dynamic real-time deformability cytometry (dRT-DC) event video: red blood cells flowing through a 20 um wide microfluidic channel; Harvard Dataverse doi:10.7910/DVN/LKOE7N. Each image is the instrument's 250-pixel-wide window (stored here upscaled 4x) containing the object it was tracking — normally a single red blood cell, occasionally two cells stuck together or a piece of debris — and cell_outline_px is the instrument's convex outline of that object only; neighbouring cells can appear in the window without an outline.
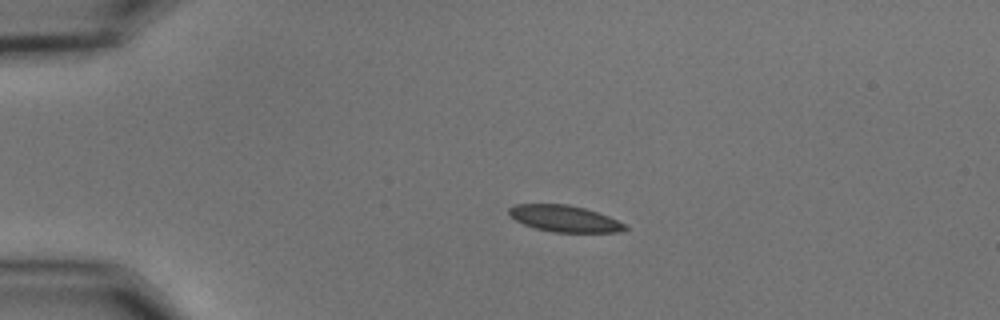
{"species": "common noctule bat (a hibernating species)", "species_latin": "Nyctalus noctula", "temperature_condition": "cold", "stored_images_in_passage": 11, "camera_frame_rate_fps": 3000, "um_per_image_px": 0.085, "animal": {"sex": "male", "body_mass_g": 15.6}, "frame": {"image": 1, "passage_image": 1, "time_ms": 0.0, "image_size_px": [1000, 320], "cell_outline_px": [[628, 228], [624, 232], [552, 232], [536, 228], [524, 224], [516, 220], [508, 212], [508, 208], [516, 204], [568, 204], [584, 208], [608, 216], [624, 224]], "centroid_in_image_um": [47.99, 18.58], "position_along_channel_um": 37.0, "area_um2": 17.74}}